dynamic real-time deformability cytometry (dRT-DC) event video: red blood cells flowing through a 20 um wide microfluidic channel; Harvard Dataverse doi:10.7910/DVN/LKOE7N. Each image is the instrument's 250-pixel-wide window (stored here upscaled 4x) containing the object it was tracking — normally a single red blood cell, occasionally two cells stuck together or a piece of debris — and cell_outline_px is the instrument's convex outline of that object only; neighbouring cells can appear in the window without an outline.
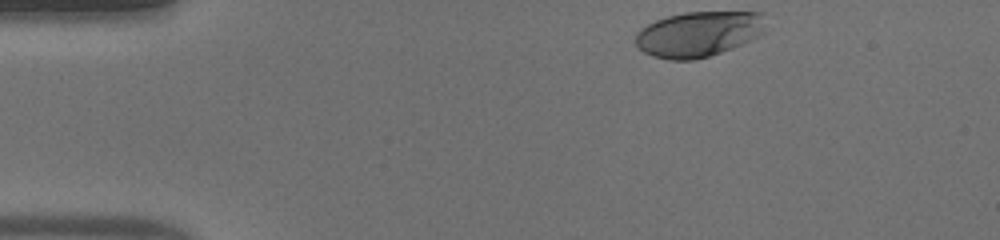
{"species": "human", "species_latin": "Homo sapiens", "temperature_condition": "warm", "stored_images_in_passage": 35, "camera_frame_rate_fps": 3000, "um_per_image_px": 0.085, "donor": {"sex": "male"}, "frame": {"image": 1, "passage_image": 1, "time_ms": 0.0, "image_size_px": [1000, 240], "cell_outline_px": [[764, 32], [732, 48], [708, 56], [692, 60], [668, 60], [652, 56], [644, 52], [636, 44], [636, 32], [648, 24], [656, 20], [668, 16], [684, 12], [764, 12]], "centroid_in_image_um": [59.36, 2.88], "position_along_channel_um": 25.6, "area_um2": 34.16}}
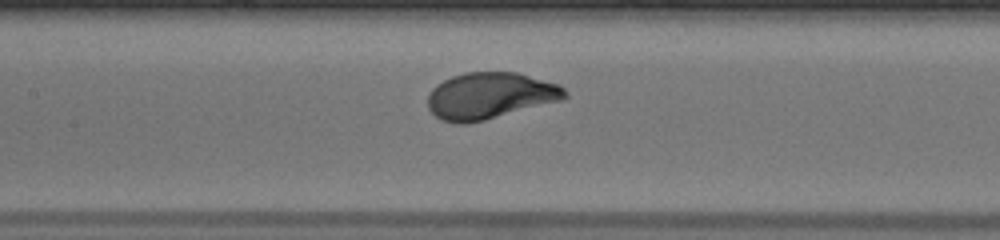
{"frame": {"image": 2, "passage_image": 17, "time_ms": 5.333, "image_size_px": [1000, 240], "cell_outline_px": [[568, 96], [564, 100], [484, 120], [464, 124], [456, 124], [440, 120], [428, 108], [428, 92], [436, 84], [452, 76], [464, 72], [516, 72], [556, 84], [564, 88], [568, 92]], "centroid_in_image_um": [41.63, 8.14], "position_along_channel_um": 165.8, "area_um2": 37.28}}
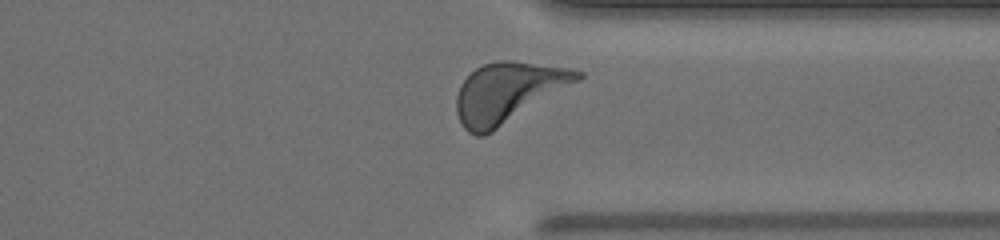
{"frame": {"image": 3, "passage_image": 32, "time_ms": 10.333, "image_size_px": [1000, 240], "cell_outline_px": [[584, 76], [580, 80], [492, 132], [484, 136], [476, 136], [468, 132], [464, 128], [456, 112], [456, 96], [460, 84], [476, 68], [484, 64], [496, 60], [512, 60], [568, 68], [584, 72]], "centroid_in_image_um": [43.16, 7.85], "position_along_channel_um": 368.2, "area_um2": 42.19}, "authors_computed_cell_mechanics": {"area_um2": 36.5874, "velocity_mm_per_s": 4.0667, "shape_relaxation_time_tau1_ms": 1.8274, "shape_relaxation_time_tau2_ms": null, "deformation_change_tau1": 0.156, "deformation_change_tau2": null}}